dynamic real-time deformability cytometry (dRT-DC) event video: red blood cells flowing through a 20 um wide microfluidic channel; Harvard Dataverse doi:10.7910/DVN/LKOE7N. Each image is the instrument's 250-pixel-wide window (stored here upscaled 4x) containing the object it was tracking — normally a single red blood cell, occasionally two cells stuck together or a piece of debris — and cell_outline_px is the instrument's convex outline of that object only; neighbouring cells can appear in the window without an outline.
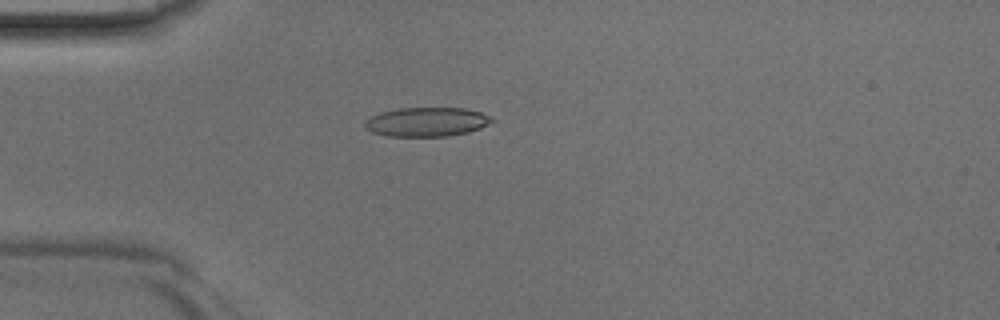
{"species": "Egyptian fruit bat (a non-hibernating species)", "species_latin": "Rousettus aegyptiacus", "temperature_condition": "room temperature", "stored_images_in_passage": 35, "camera_frame_rate_fps": 3000, "um_per_image_px": 0.085, "animal": {"sex": "male"}, "frame": {"image": 1, "passage_image": 2, "time_ms": 0.333, "image_size_px": [1000, 320], "cell_outline_px": [[496, 120], [480, 128], [468, 132], [448, 136], [388, 136], [372, 132], [364, 128], [364, 120], [380, 112], [400, 108], [468, 108], [492, 116]], "centroid_in_image_um": [36.28, 10.36], "position_along_channel_um": 48.7, "area_um2": 21.73}}
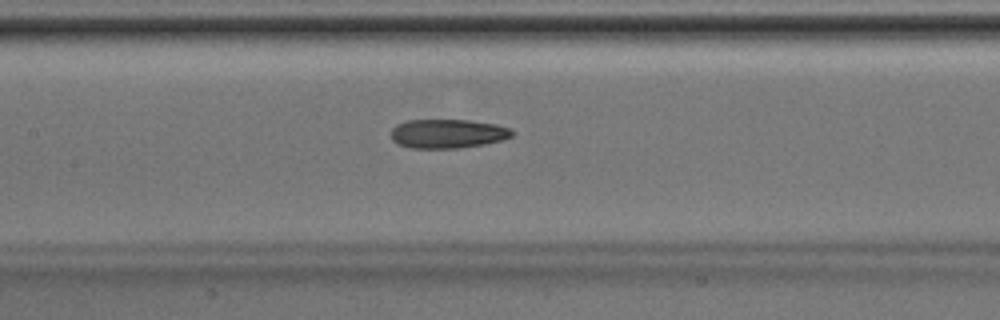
{"frame": {"image": 2, "passage_image": 11, "time_ms": 3.333, "image_size_px": [1000, 320], "cell_outline_px": [[512, 136], [504, 140], [484, 144], [460, 148], [408, 148], [396, 144], [392, 140], [392, 128], [396, 124], [408, 120], [468, 120], [496, 124], [508, 128], [512, 132]], "centroid_in_image_um": [38.02, 11.37], "position_along_channel_um": 169.4, "area_um2": 20.58}}
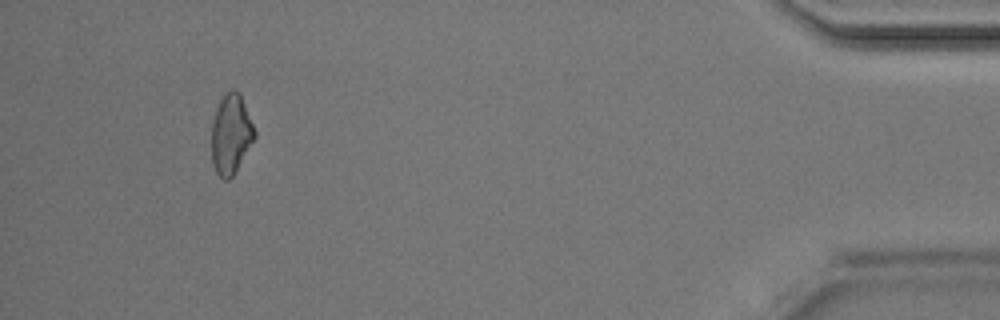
{"frame": {"image": 3, "passage_image": 32, "time_ms": 10.333, "image_size_px": [1000, 320], "cell_outline_px": [[256, 136], [232, 176], [228, 180], [224, 180], [216, 172], [212, 160], [212, 124], [216, 108], [220, 100], [232, 88], [236, 88], [240, 92], [256, 132]], "centroid_in_image_um": [19.63, 11.37], "position_along_channel_um": 415.6, "area_um2": 19.77}}